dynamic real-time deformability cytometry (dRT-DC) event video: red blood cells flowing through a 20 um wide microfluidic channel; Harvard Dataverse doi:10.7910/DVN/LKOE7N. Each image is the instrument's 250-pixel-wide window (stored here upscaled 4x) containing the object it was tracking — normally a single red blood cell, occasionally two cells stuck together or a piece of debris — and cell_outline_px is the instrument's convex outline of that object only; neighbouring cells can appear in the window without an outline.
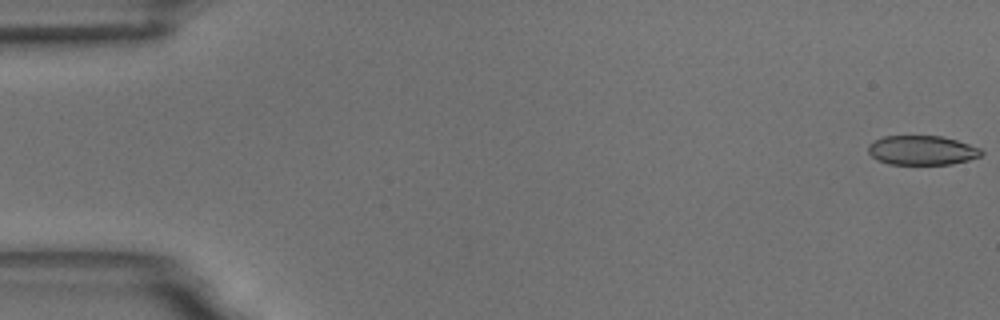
{"species": "common noctule bat (a hibernating species)", "species_latin": "Nyctalus noctula", "temperature_condition": "room temperature", "stored_images_in_passage": 6, "camera_frame_rate_fps": 3000, "um_per_image_px": 0.085, "animal": {"sex": "male", "body_mass_g": 18.8}, "frame": {"image": 1, "passage_image": 1, "time_ms": 0.0, "image_size_px": [1000, 320], "cell_outline_px": [[984, 152], [980, 156], [968, 160], [952, 164], [888, 164], [876, 160], [868, 152], [868, 144], [884, 136], [940, 136], [956, 140], [980, 148]], "centroid_in_image_um": [78.35, 12.78], "position_along_channel_um": 6.7, "area_um2": 19.31}}